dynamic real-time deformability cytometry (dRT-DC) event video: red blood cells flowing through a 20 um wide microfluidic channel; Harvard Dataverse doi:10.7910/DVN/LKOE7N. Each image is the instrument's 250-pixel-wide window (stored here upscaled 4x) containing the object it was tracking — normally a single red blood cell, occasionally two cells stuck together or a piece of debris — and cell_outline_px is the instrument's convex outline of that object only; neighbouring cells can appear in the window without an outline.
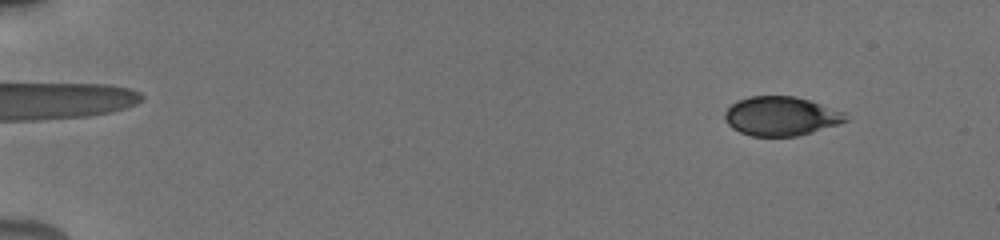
{"species": "human", "species_latin": "Homo sapiens", "temperature_condition": "cold", "stored_images_in_passage": 74, "camera_frame_rate_fps": 3000, "um_per_image_px": 0.085, "donor": {"sex": "male"}, "frame": {"image": 1, "passage_image": 11, "time_ms": 2.0, "image_size_px": [1000, 240], "cell_outline_px": [[848, 120], [812, 132], [796, 136], [752, 136], [740, 132], [732, 128], [724, 120], [724, 112], [736, 100], [748, 96], [796, 96], [844, 112]], "centroid_in_image_um": [66.32, 9.87], "position_along_channel_um": 18.7, "area_um2": 27.4}}
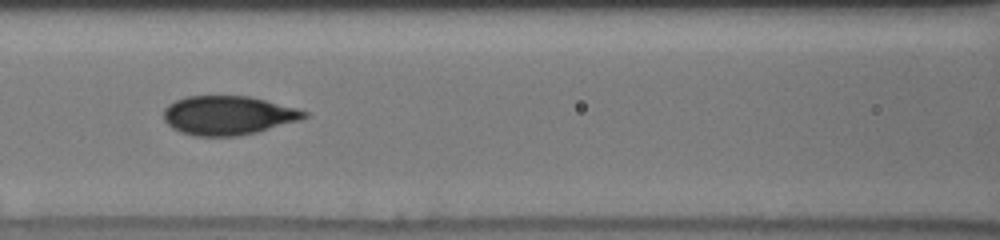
{"frame": {"image": 2, "passage_image": 43, "time_ms": 9.0, "image_size_px": [1000, 240], "cell_outline_px": [[308, 116], [300, 120], [256, 132], [240, 136], [196, 136], [180, 132], [172, 128], [164, 120], [164, 108], [168, 104], [184, 96], [248, 96], [296, 108], [308, 112]], "centroid_in_image_um": [19.35, 9.81], "position_along_channel_um": 147.2, "area_um2": 31.85}}
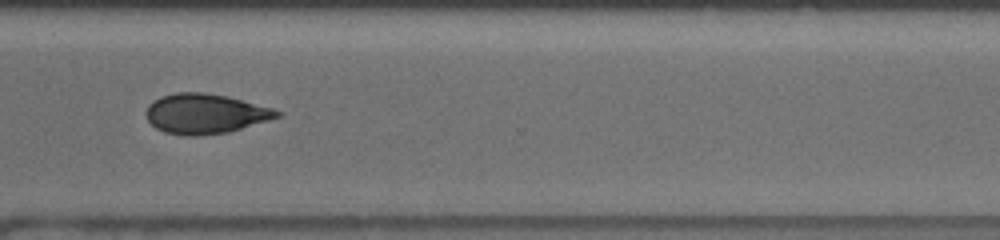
{"frame": {"image": 3, "passage_image": 73, "time_ms": 14.333, "image_size_px": [1000, 240], "cell_outline_px": [[280, 116], [268, 120], [228, 132], [196, 136], [188, 136], [164, 132], [156, 128], [148, 120], [144, 112], [148, 104], [152, 100], [160, 96], [176, 92], [204, 92], [228, 96], [272, 108], [280, 112]], "centroid_in_image_um": [17.38, 9.65], "position_along_channel_um": 353.2, "area_um2": 30.46}}